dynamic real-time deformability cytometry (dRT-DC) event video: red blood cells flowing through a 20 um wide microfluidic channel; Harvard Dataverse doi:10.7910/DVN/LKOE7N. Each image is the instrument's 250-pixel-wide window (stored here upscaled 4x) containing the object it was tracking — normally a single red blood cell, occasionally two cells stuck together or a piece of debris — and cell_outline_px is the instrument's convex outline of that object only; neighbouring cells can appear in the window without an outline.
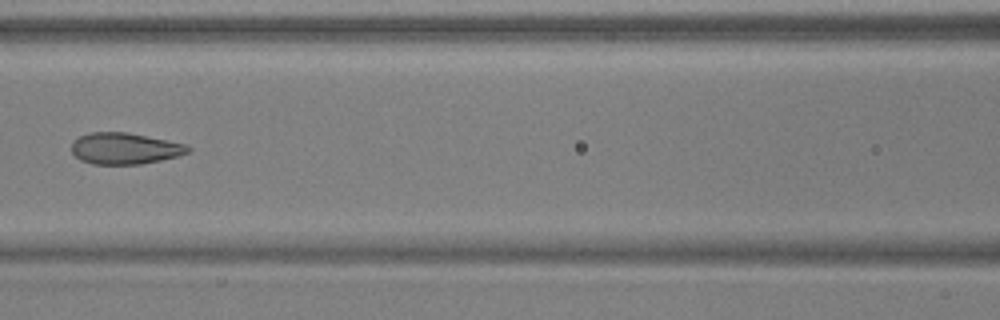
{"species": "common noctule bat (a hibernating species)", "species_latin": "Nyctalus noctula", "temperature_condition": "warm", "stored_images_in_passage": 8, "segment_of_instrument_passage": [1, 2], "camera_frame_rate_fps": 3000, "um_per_image_px": 0.085, "animal": {"sex": "male", "body_mass_g": 17.9, "forearm_length_mm": 54.2}, "frame": {"image": 1, "passage_image": 7, "time_ms": 2.0, "image_size_px": [1000, 320], "cell_outline_px": [[192, 148], [188, 152], [180, 156], [140, 164], [92, 164], [80, 160], [72, 152], [72, 144], [80, 136], [88, 132], [128, 132], [188, 144]], "centroid_in_image_um": [10.65, 12.61], "position_along_channel_um": 156.0, "area_um2": 21.39}}